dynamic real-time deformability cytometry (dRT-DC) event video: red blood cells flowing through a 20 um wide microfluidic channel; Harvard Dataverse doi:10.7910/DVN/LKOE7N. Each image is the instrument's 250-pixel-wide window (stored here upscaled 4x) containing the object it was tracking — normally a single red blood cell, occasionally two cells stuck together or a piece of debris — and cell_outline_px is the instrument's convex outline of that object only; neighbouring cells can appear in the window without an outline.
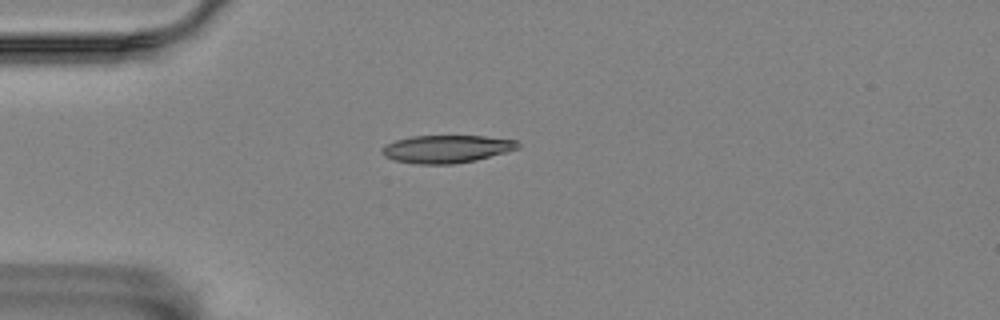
{"species": "Egyptian fruit bat (a non-hibernating species)", "species_latin": "Rousettus aegyptiacus", "temperature_condition": "room temperature", "stored_images_in_passage": 43, "camera_frame_rate_fps": 3000, "um_per_image_px": 0.085, "animal": {"sex": "female"}, "frame": {"image": 1, "passage_image": 1, "time_ms": 0.0, "image_size_px": [1000, 320], "cell_outline_px": [[520, 148], [476, 160], [452, 164], [420, 164], [396, 160], [384, 156], [384, 148], [388, 144], [396, 140], [412, 136], [484, 136], [516, 140], [520, 144]], "centroid_in_image_um": [38.02, 12.66], "position_along_channel_um": 47.0, "area_um2": 21.62}}
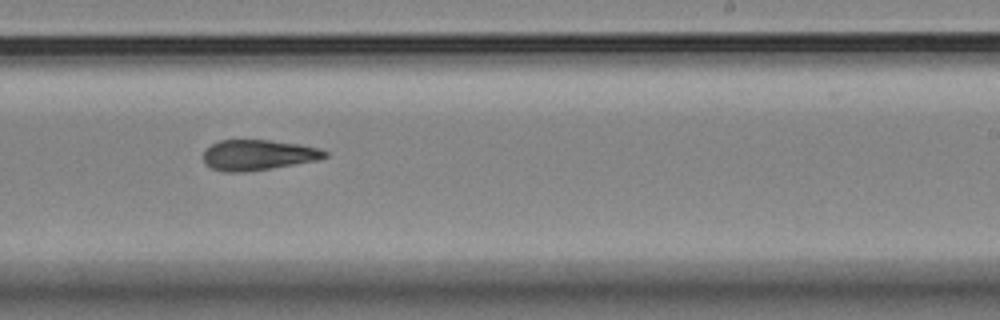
{"frame": {"image": 2, "passage_image": 21, "time_ms": 6.667, "image_size_px": [1000, 320], "cell_outline_px": [[328, 156], [316, 160], [244, 172], [224, 172], [212, 168], [204, 164], [204, 152], [212, 144], [220, 140], [272, 140], [300, 144], [320, 148], [328, 152]], "centroid_in_image_um": [21.93, 13.16], "position_along_channel_um": 267.1, "area_um2": 21.39}}
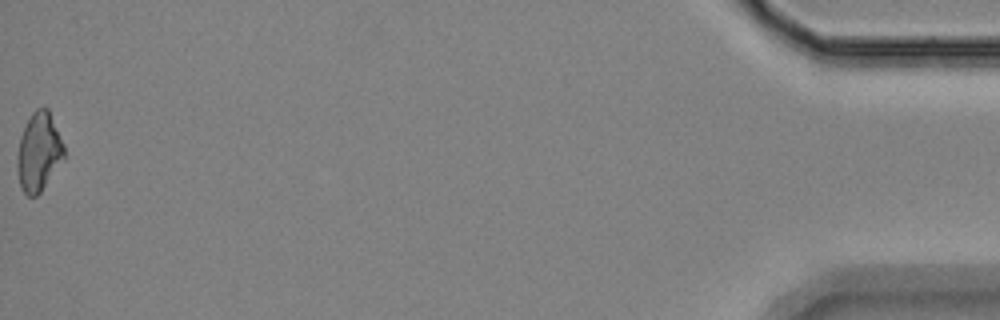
{"frame": {"image": 3, "passage_image": 43, "time_ms": 14.0, "image_size_px": [1000, 320], "cell_outline_px": [[64, 160], [40, 192], [36, 196], [28, 196], [20, 188], [16, 168], [16, 160], [20, 136], [32, 112], [36, 108], [48, 108], [64, 144]], "centroid_in_image_um": [3.29, 12.93], "position_along_channel_um": 431.9, "area_um2": 21.56}, "authors_computed_cell_mechanics": {"area_um2": 21.5594, "velocity_mm_per_s": 3.536, "shape_relaxation_time_tau1_ms": null, "shape_relaxation_time_tau2_ms": 7.4978, "deformation_change_tau1": null, "deformation_change_tau2": 0.1753}}